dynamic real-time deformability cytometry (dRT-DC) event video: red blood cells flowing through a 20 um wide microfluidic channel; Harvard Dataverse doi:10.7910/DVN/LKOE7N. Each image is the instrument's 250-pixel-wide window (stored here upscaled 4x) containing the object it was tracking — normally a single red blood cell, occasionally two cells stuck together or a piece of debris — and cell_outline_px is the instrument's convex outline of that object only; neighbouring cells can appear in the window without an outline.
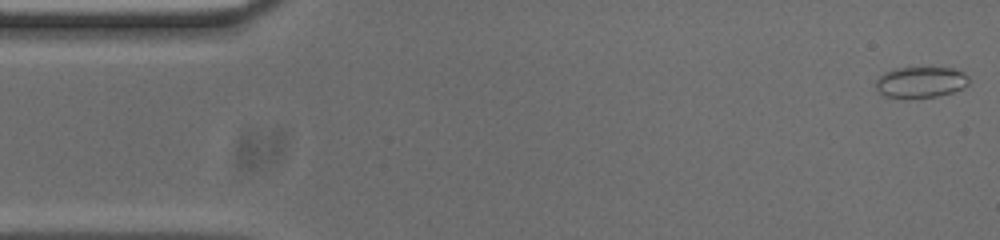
{"species": "common noctule bat (a hibernating species)", "species_latin": "Nyctalus noctula", "temperature_condition": "cold", "stored_images_in_passage": 53, "camera_frame_rate_fps": 3000, "um_per_image_px": 0.085, "animal": {"sex": "male", "body_mass_g": 20.0, "forearm_length_mm": 53.3}, "frame": {"image": 1, "passage_image": 1, "time_ms": 0.0, "image_size_px": [1000, 240], "cell_outline_px": [[968, 84], [952, 92], [936, 96], [904, 100], [884, 96], [876, 88], [876, 80], [884, 72], [896, 68], [952, 68], [964, 72], [968, 76]], "centroid_in_image_um": [78.21, 7.01], "position_along_channel_um": 6.8, "area_um2": 16.99}}
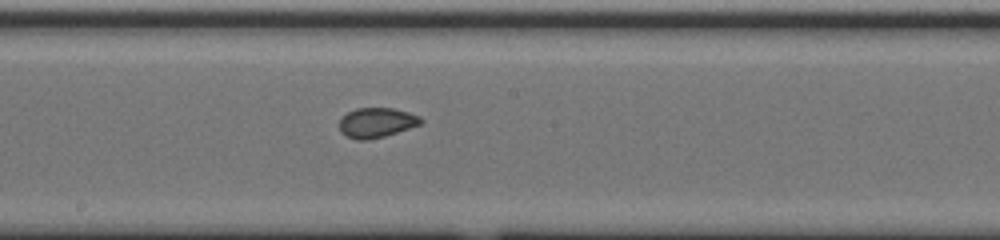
{"frame": {"image": 2, "passage_image": 27, "time_ms": 8.667, "image_size_px": [1000, 240], "cell_outline_px": [[424, 120], [420, 124], [384, 136], [368, 140], [356, 140], [340, 132], [340, 120], [348, 112], [356, 108], [392, 108], [408, 112], [420, 116]], "centroid_in_image_um": [32.01, 10.42], "position_along_channel_um": 216.2, "area_um2": 13.99}}
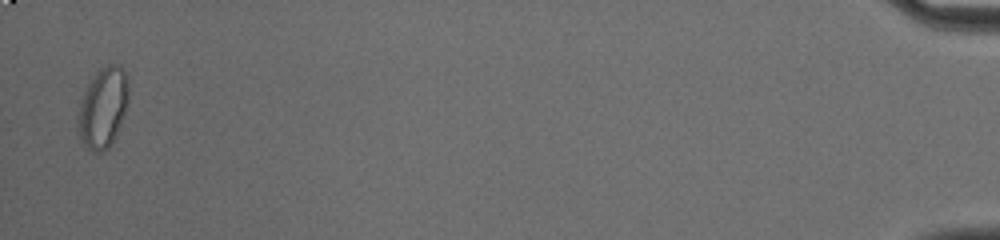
{"frame": {"image": 3, "passage_image": 52, "time_ms": 17.0, "image_size_px": [1000, 240], "cell_outline_px": [[128, 100], [120, 124], [112, 144], [108, 148], [100, 152], [92, 152], [80, 140], [76, 120], [80, 100], [88, 84], [96, 72], [100, 68], [108, 64], [116, 64], [128, 76]], "centroid_in_image_um": [8.73, 9.16], "position_along_channel_um": 426.5, "area_um2": 23.7}, "authors_computed_cell_mechanics": {"area_um2": 15.2014, "velocity_mm_per_s": 3.7598, "shape_relaxation_time_tau1_ms": null, "shape_relaxation_time_tau2_ms": 1.7396, "deformation_change_tau1": null, "deformation_change_tau2": 0.0468}}